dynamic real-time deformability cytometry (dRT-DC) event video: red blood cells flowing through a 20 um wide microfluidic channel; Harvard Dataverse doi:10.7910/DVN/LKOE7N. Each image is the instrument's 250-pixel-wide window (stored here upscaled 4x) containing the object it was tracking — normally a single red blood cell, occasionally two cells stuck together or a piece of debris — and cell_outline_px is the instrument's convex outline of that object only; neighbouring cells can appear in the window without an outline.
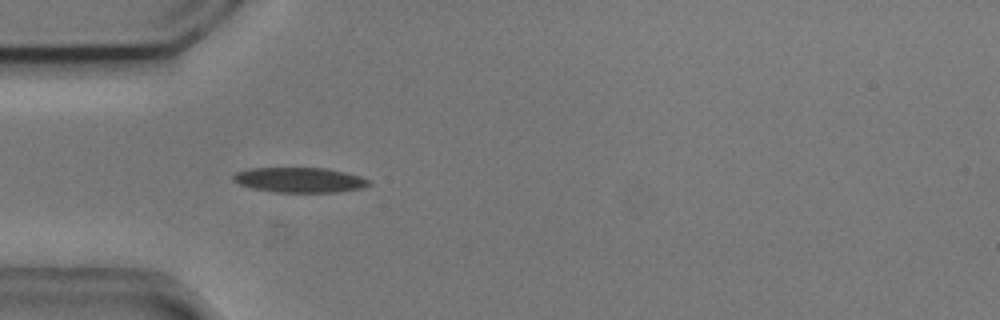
{"species": "common noctule bat (a hibernating species)", "species_latin": "Nyctalus noctula", "temperature_condition": "cold", "stored_images_in_passage": 53, "camera_frame_rate_fps": 3000, "um_per_image_px": 0.085, "animal": {"sex": "male", "body_mass_g": 20.5, "forearm_length_mm": 52.5}, "frame": {"image": 1, "passage_image": 15, "time_ms": 4.667, "image_size_px": [1000, 320], "cell_outline_px": [[372, 184], [364, 188], [336, 192], [276, 192], [252, 188], [240, 184], [232, 180], [232, 176], [236, 172], [248, 168], [328, 168], [360, 176], [368, 180]], "centroid_in_image_um": [25.47, 15.29], "position_along_channel_um": 59.5, "area_um2": 19.83}}
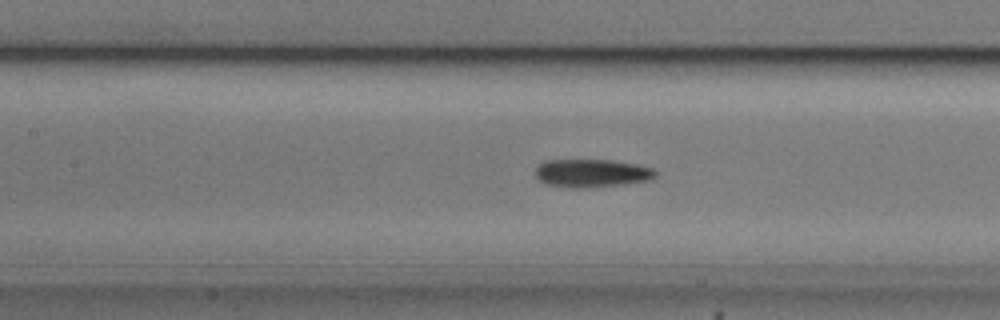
{"frame": {"image": 2, "passage_image": 23, "time_ms": 7.333, "image_size_px": [1000, 320], "cell_outline_px": [[656, 176], [648, 180], [624, 184], [588, 188], [572, 188], [544, 184], [536, 180], [536, 168], [544, 160], [612, 160], [636, 164], [652, 168], [656, 172]], "centroid_in_image_um": [50.25, 14.73], "position_along_channel_um": 157.1, "area_um2": 19.83}}
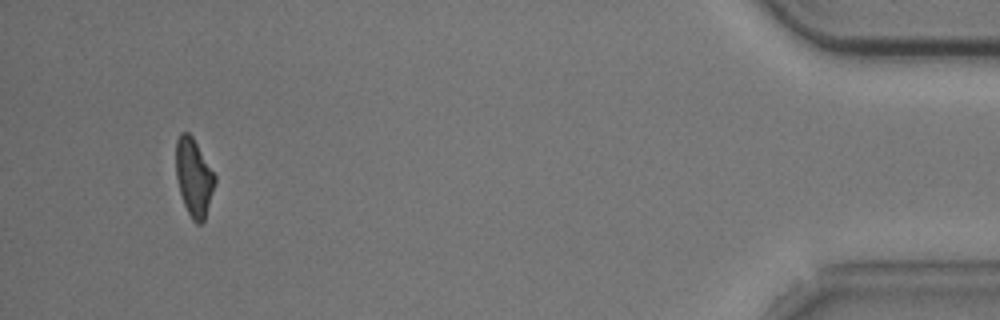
{"frame": {"image": 3, "passage_image": 50, "time_ms": 16.333, "image_size_px": [1000, 320], "cell_outline_px": [[216, 180], [204, 220], [200, 224], [196, 224], [192, 220], [184, 204], [180, 192], [176, 176], [176, 140], [180, 132], [188, 132], [192, 136], [216, 176]], "centroid_in_image_um": [16.47, 15.06], "position_along_channel_um": 418.7, "area_um2": 17.46}, "authors_computed_cell_mechanics": {"area_um2": 19.0162, "velocity_mm_per_s": 3.7251, "shape_relaxation_time_tau1_ms": 3.6934, "shape_relaxation_time_tau2_ms": null, "deformation_change_tau1": 0.1103, "deformation_change_tau2": null}}